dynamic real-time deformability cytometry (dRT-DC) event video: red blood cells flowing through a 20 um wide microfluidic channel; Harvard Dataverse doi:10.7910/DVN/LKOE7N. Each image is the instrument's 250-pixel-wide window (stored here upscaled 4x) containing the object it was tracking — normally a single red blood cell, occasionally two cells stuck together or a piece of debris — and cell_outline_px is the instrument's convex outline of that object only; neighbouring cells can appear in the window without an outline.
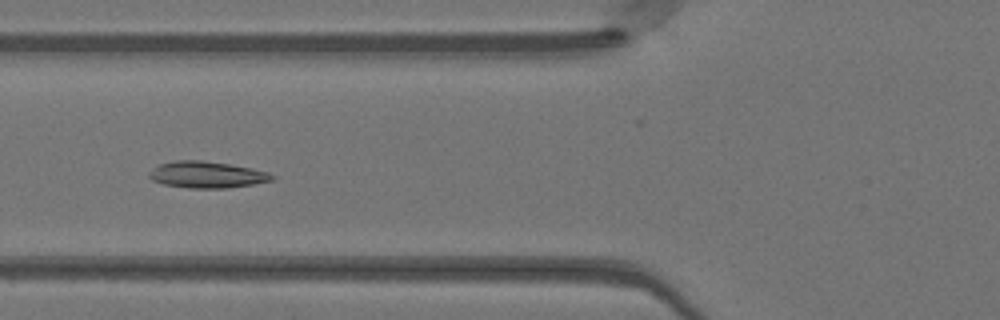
{"species": "Egyptian fruit bat (a non-hibernating species)", "species_latin": "Rousettus aegyptiacus", "temperature_condition": "warm", "stored_images_in_passage": 35, "camera_frame_rate_fps": 3000, "um_per_image_px": 0.085, "animal": {"sex": "female"}, "frame": {"image": 1, "passage_image": 5, "time_ms": 1.333, "image_size_px": [1000, 320], "cell_outline_px": [[276, 180], [228, 188], [188, 188], [164, 184], [152, 180], [148, 176], [148, 172], [160, 164], [176, 160], [200, 160], [228, 164], [252, 168], [268, 172], [276, 176]], "centroid_in_image_um": [17.61, 14.85], "position_along_channel_um": 108.2, "area_um2": 19.02}}
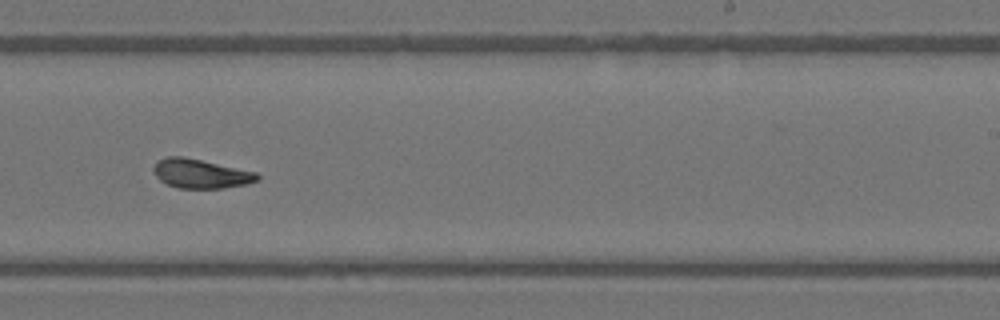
{"frame": {"image": 2, "passage_image": 17, "time_ms": 5.333, "image_size_px": [1000, 320], "cell_outline_px": [[260, 180], [244, 184], [224, 188], [180, 188], [168, 184], [160, 180], [152, 172], [152, 168], [160, 160], [168, 156], [180, 156], [200, 160], [256, 172], [260, 176]], "centroid_in_image_um": [17.06, 14.77], "position_along_channel_um": 271.9, "area_um2": 17.34}}
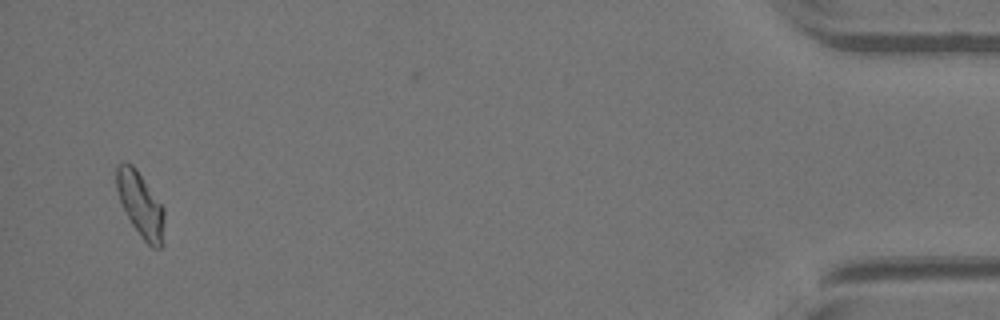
{"frame": {"image": 3, "passage_image": 34, "time_ms": 11.0, "image_size_px": [1000, 320], "cell_outline_px": [[164, 244], [160, 248], [152, 248], [140, 236], [132, 224], [120, 204], [116, 188], [116, 164], [120, 160], [124, 160], [132, 164], [136, 168], [164, 208]], "centroid_in_image_um": [11.93, 17.37], "position_along_channel_um": 423.3, "area_um2": 18.44}, "authors_computed_cell_mechanics": {"area_um2": 17.7446, "velocity_mm_per_s": 4.0954, "shape_relaxation_time_tau1_ms": 7.9087, "shape_relaxation_time_tau2_ms": 1.4893, "deformation_change_tau1": 0.1569, "deformation_change_tau2": 0.0608}}